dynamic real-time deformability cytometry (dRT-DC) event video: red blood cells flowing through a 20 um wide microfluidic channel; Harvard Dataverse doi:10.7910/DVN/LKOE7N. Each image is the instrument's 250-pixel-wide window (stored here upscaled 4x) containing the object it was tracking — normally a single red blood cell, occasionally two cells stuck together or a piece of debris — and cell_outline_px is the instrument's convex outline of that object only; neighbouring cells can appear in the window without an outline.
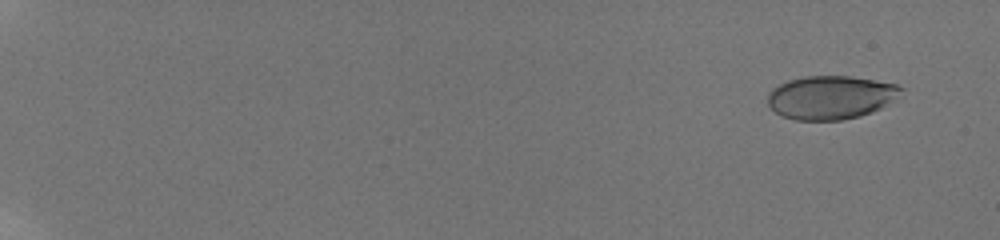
{"species": "human", "species_latin": "Homo sapiens", "temperature_condition": "room temperature", "stored_images_in_passage": 11, "camera_frame_rate_fps": 3000, "um_per_image_px": 0.085, "donor": {"sex": "male"}, "frame": {"image": 1, "passage_image": 2, "time_ms": 1.0, "image_size_px": [1000, 240], "cell_outline_px": [[904, 88], [880, 108], [872, 112], [860, 116], [840, 120], [796, 120], [780, 116], [768, 104], [768, 92], [772, 88], [788, 80], [804, 76], [848, 76], [896, 84]], "centroid_in_image_um": [70.53, 8.28], "position_along_channel_um": 14.5, "area_um2": 33.41}}
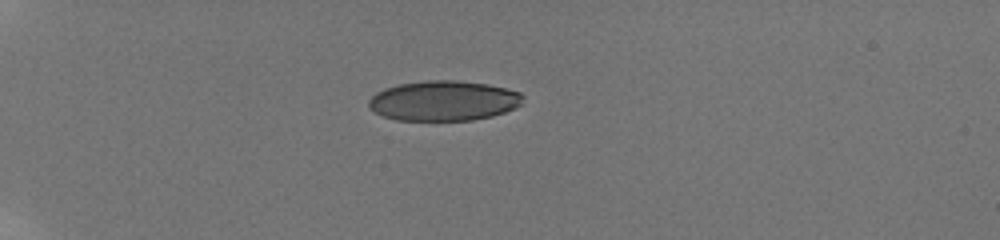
{"frame": {"image": 2, "passage_image": 8, "time_ms": 6.0, "image_size_px": [1000, 240], "cell_outline_px": [[524, 96], [520, 104], [516, 108], [492, 116], [472, 120], [396, 120], [384, 116], [376, 112], [368, 104], [368, 100], [376, 92], [384, 88], [400, 84], [428, 80], [456, 80], [488, 84], [520, 92]], "centroid_in_image_um": [37.72, 8.56], "position_along_channel_um": 47.3, "area_um2": 35.89}}
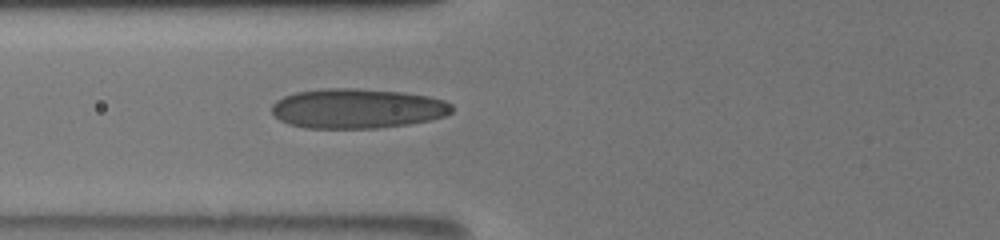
{"frame": {"image": 3, "passage_image": 11, "time_ms": 8.667, "image_size_px": [1000, 240], "cell_outline_px": [[452, 112], [444, 116], [428, 120], [408, 124], [376, 128], [308, 128], [288, 124], [280, 120], [272, 112], [272, 104], [276, 100], [284, 96], [296, 92], [324, 88], [356, 88], [400, 92], [428, 96], [444, 100], [452, 104]], "centroid_in_image_um": [30.35, 9.22], "position_along_channel_um": 95.5, "area_um2": 41.67}}